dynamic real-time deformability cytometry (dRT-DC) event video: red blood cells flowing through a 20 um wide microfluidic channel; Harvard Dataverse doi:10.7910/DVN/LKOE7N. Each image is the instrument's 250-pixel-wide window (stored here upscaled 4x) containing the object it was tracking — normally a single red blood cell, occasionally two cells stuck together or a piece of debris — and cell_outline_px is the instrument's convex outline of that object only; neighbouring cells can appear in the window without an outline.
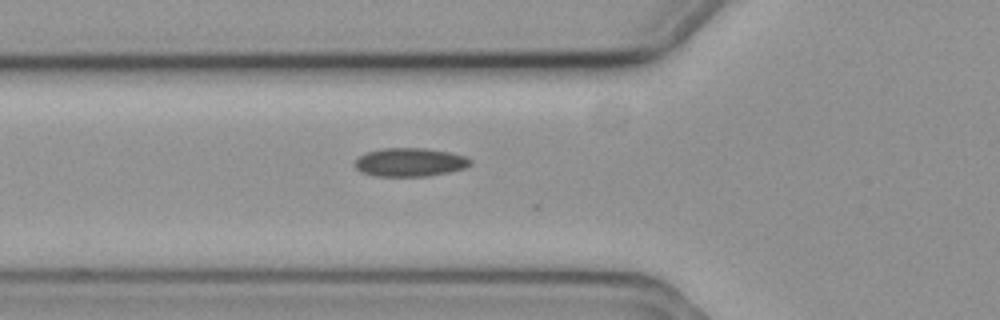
{"species": "common noctule bat (a hibernating species)", "species_latin": "Nyctalus noctula", "temperature_condition": "cold", "stored_images_in_passage": 5, "camera_frame_rate_fps": 3000, "um_per_image_px": 0.085, "animal": {"sex": "female", "body_mass_g": 19.3, "forearm_length_mm": 54.1}, "frame": {"image": 1, "passage_image": 5, "time_ms": 1.333, "image_size_px": [1000, 320], "cell_outline_px": [[472, 164], [464, 168], [448, 172], [428, 176], [372, 176], [360, 172], [352, 164], [364, 152], [384, 148], [424, 148], [448, 152], [464, 156], [472, 160]], "centroid_in_image_um": [34.79, 13.79], "position_along_channel_um": 91.0, "area_um2": 19.31}}